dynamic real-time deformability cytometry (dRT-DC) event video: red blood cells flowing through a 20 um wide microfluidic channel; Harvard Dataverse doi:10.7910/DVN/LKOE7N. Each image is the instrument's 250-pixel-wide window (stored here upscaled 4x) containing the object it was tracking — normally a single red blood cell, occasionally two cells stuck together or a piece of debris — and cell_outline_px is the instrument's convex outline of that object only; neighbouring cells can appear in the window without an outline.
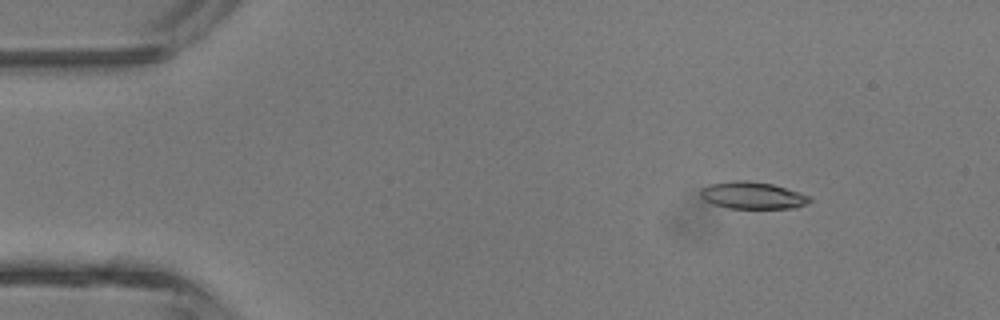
{"species": "common noctule bat (a hibernating species)", "species_latin": "Nyctalus noctula", "temperature_condition": "room temperature", "stored_images_in_passage": 4, "camera_frame_rate_fps": 3000, "um_per_image_px": 0.085, "animal": {"sex": "male", "body_mass_g": 13.3}, "frame": {"image": 1, "passage_image": 2, "time_ms": 1.333, "image_size_px": [1000, 320], "cell_outline_px": [[812, 200], [808, 204], [796, 208], [728, 208], [712, 204], [704, 200], [700, 196], [700, 188], [708, 184], [732, 180], [744, 180], [772, 184], [800, 192], [812, 196]], "centroid_in_image_um": [63.97, 16.61], "position_along_channel_um": 21.0, "area_um2": 17.51}}
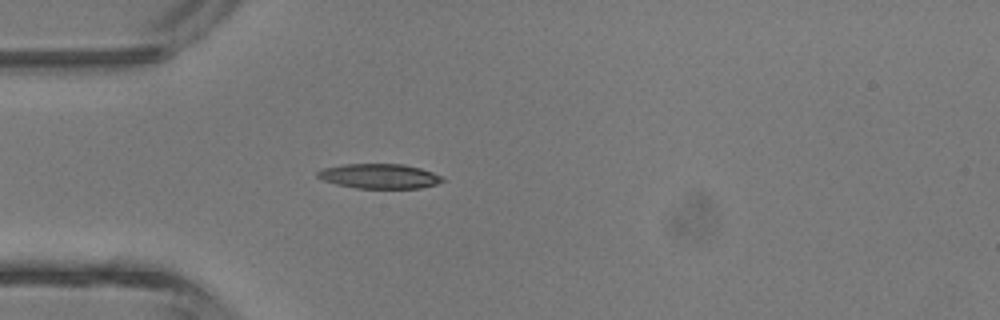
{"frame": {"image": 2, "passage_image": 4, "time_ms": 3.667, "image_size_px": [1000, 320], "cell_outline_px": [[444, 180], [436, 184], [420, 188], [356, 188], [336, 184], [324, 180], [316, 176], [316, 172], [324, 168], [344, 164], [404, 164], [420, 168], [444, 176]], "centroid_in_image_um": [32.26, 14.97], "position_along_channel_um": 52.7, "area_um2": 17.98}}